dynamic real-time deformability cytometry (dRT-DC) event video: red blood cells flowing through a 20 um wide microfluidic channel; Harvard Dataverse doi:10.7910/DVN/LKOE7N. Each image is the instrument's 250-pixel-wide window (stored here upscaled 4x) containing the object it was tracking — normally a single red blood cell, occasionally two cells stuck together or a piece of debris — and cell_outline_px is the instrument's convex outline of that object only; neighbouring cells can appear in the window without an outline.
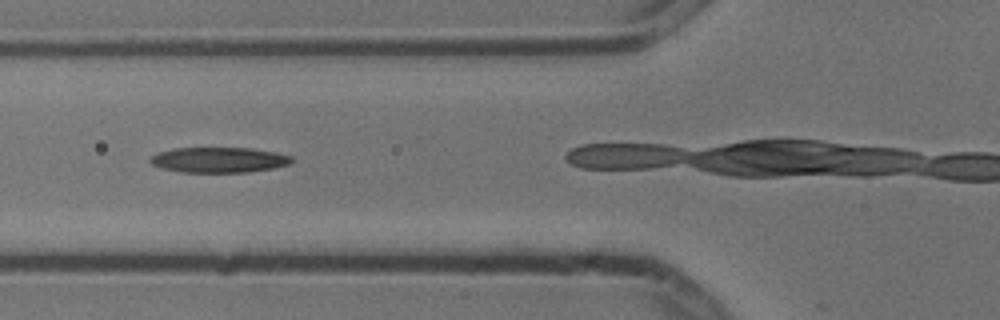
{"species": "common noctule bat (a hibernating species)", "species_latin": "Nyctalus noctula", "temperature_condition": "cold", "stored_images_in_passage": 7, "camera_frame_rate_fps": 3000, "um_per_image_px": 0.085, "animal": {"sex": "male", "body_mass_g": 13.3}, "frame": {"image": 1, "passage_image": 3, "time_ms": 0.667, "image_size_px": [1000, 320], "cell_outline_px": [[292, 160], [288, 164], [276, 168], [248, 172], [180, 172], [160, 168], [152, 164], [148, 160], [152, 156], [160, 152], [176, 148], [252, 148], [276, 152], [292, 156]], "centroid_in_image_um": [18.62, 13.59], "position_along_channel_um": 107.2, "area_um2": 20.92}}